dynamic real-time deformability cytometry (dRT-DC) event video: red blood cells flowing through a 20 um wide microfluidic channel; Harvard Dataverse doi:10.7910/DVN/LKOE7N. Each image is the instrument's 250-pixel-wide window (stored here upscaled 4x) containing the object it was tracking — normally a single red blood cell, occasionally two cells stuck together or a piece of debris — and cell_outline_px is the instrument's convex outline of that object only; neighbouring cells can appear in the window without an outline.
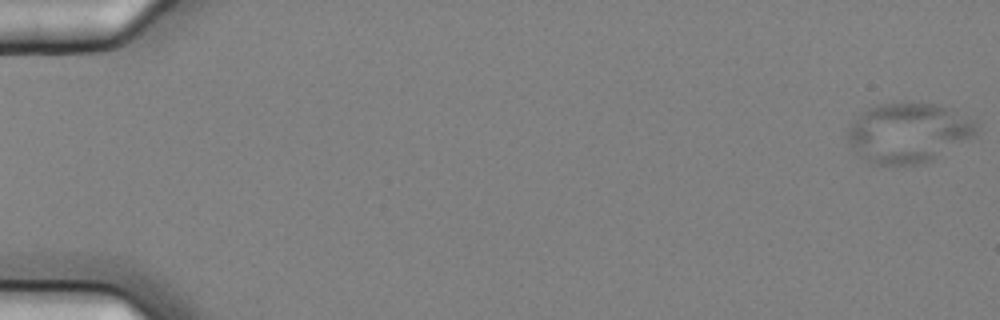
{"species": "common noctule bat (a hibernating species)", "species_latin": "Nyctalus noctula", "temperature_condition": "cold", "stored_images_in_passage": 5, "camera_frame_rate_fps": 3000, "um_per_image_px": 0.085, "animal": {"sex": "female", "body_mass_g": 25.1}, "frame": {"image": 1, "passage_image": 1, "time_ms": 0.0, "image_size_px": [1000, 320], "cell_outline_px": [[976, 136], [932, 160], [912, 164], [876, 164], [860, 156], [852, 148], [848, 140], [848, 128], [860, 112], [868, 108], [880, 104], [940, 104], [956, 108], [976, 120]], "centroid_in_image_um": [77.27, 11.26], "position_along_channel_um": 7.7, "area_um2": 44.8}}
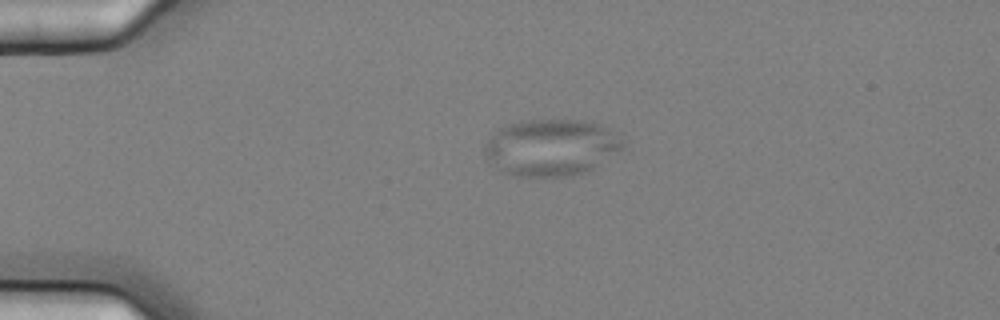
{"frame": {"image": 2, "passage_image": 4, "time_ms": 1.0, "image_size_px": [1000, 320], "cell_outline_px": [[624, 148], [588, 172], [572, 176], [516, 176], [504, 172], [496, 168], [488, 160], [484, 152], [484, 148], [488, 140], [496, 128], [520, 120], [580, 120], [596, 124], [604, 128], [620, 140], [624, 144]], "centroid_in_image_um": [46.78, 12.55], "position_along_channel_um": 38.2, "area_um2": 45.43}}